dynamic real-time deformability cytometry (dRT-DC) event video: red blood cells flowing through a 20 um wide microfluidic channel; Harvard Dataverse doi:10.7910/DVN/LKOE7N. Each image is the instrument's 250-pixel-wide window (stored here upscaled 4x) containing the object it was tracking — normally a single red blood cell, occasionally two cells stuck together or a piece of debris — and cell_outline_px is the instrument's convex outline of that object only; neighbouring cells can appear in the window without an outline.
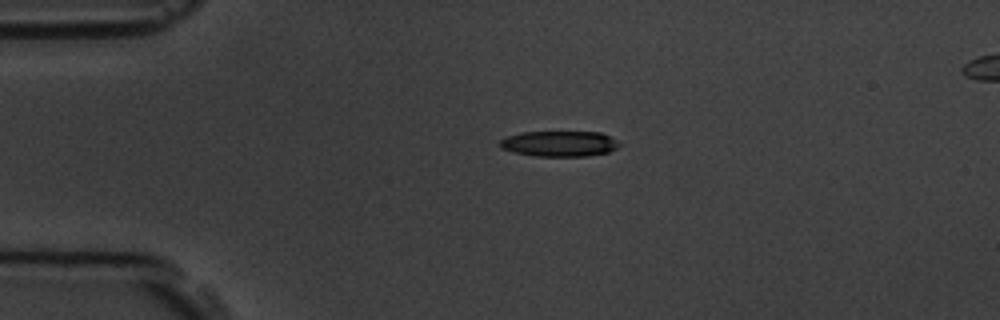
{"species": "common noctule bat (a hibernating species)", "species_latin": "Nyctalus noctula", "temperature_condition": "room temperature", "stored_images_in_passage": 3, "segment_of_instrument_passage": [1, 2], "camera_frame_rate_fps": 3000, "um_per_image_px": 0.085, "animal": {"sex": "male", "body_mass_g": 19.5, "forearm_length_mm": 54.6}, "frame": {"image": 1, "passage_image": 1, "time_ms": 0.0, "image_size_px": [1000, 320], "cell_outline_px": [[620, 144], [616, 148], [608, 152], [588, 156], [536, 156], [516, 152], [500, 148], [500, 140], [508, 136], [520, 132], [600, 132], [616, 140]], "centroid_in_image_um": [47.54, 12.21], "position_along_channel_um": 37.5, "area_um2": 17.63}}